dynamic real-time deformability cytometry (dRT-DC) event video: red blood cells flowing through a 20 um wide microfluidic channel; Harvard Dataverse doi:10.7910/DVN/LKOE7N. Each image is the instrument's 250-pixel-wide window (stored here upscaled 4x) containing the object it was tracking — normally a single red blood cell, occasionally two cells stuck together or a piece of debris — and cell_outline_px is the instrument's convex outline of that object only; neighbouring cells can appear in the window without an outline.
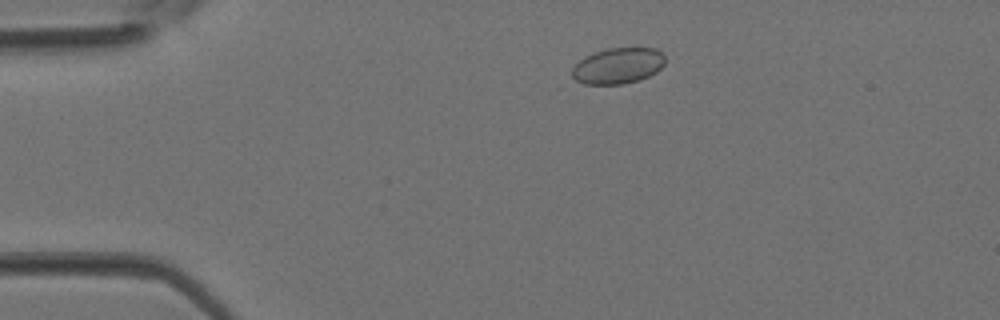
{"species": "Egyptian fruit bat (a non-hibernating species)", "species_latin": "Rousettus aegyptiacus", "temperature_condition": "room temperature", "stored_images_in_passage": 12, "camera_frame_rate_fps": 3000, "um_per_image_px": 0.085, "animal": {"sex": "female"}, "frame": {"image": 1, "passage_image": 1, "time_ms": 0.0, "image_size_px": [1000, 320], "cell_outline_px": [[664, 64], [656, 72], [640, 80], [624, 84], [584, 84], [576, 80], [572, 76], [572, 68], [584, 56], [608, 48], [656, 48], [664, 56]], "centroid_in_image_um": [52.52, 5.6], "position_along_channel_um": 32.5, "area_um2": 19.42}}
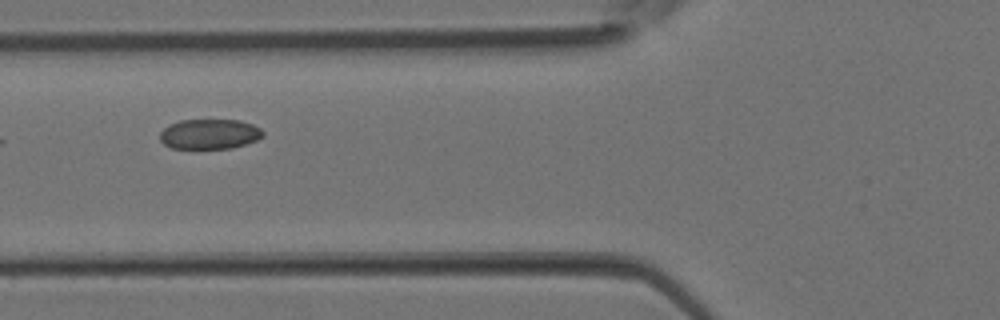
{"frame": {"image": 2, "passage_image": 8, "time_ms": 2.333, "image_size_px": [1000, 320], "cell_outline_px": [[264, 136], [256, 140], [232, 148], [172, 148], [164, 144], [160, 140], [160, 132], [168, 124], [180, 120], [240, 120], [252, 124], [260, 128], [264, 132]], "centroid_in_image_um": [17.8, 11.38], "position_along_channel_um": 108.0, "area_um2": 18.03}}
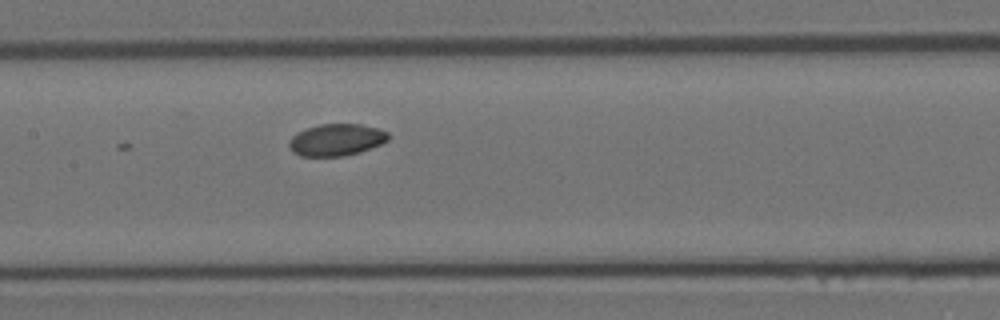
{"frame": {"image": 3, "passage_image": 12, "time_ms": 3.667, "image_size_px": [1000, 320], "cell_outline_px": [[388, 140], [380, 144], [360, 152], [344, 156], [300, 156], [292, 152], [288, 144], [288, 140], [296, 132], [320, 124], [360, 124], [380, 128], [388, 132]], "centroid_in_image_um": [28.57, 11.88], "position_along_channel_um": 178.8, "area_um2": 18.55}}